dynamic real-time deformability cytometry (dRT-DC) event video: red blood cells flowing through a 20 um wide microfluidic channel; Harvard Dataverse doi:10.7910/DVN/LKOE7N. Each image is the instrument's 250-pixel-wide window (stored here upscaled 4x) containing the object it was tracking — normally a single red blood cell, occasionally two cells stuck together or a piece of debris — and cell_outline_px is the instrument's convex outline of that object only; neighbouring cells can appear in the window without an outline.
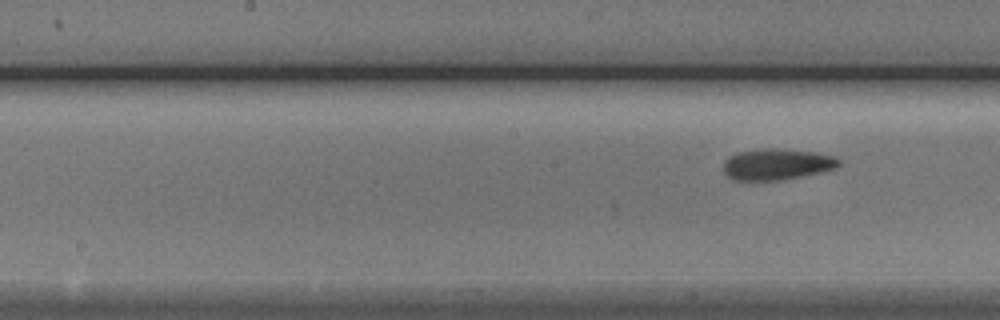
{"species": "Egyptian fruit bat (a non-hibernating species)", "species_latin": "Rousettus aegyptiacus", "temperature_condition": "cold", "stored_images_in_passage": 6, "segment_of_instrument_passage": [2, 2], "camera_frame_rate_fps": 3000, "um_per_image_px": 0.085, "animal": {"sex": "male"}, "frame": {"image": 1, "passage_image": 6, "time_ms": 6.667, "image_size_px": [1000, 320], "cell_outline_px": [[840, 164], [836, 168], [820, 172], [780, 180], [732, 180], [724, 172], [724, 160], [728, 156], [740, 152], [768, 148], [776, 148], [816, 152], [836, 156], [840, 160]], "centroid_in_image_um": [66.04, 13.96], "position_along_channel_um": 182.2, "area_um2": 20.92}}